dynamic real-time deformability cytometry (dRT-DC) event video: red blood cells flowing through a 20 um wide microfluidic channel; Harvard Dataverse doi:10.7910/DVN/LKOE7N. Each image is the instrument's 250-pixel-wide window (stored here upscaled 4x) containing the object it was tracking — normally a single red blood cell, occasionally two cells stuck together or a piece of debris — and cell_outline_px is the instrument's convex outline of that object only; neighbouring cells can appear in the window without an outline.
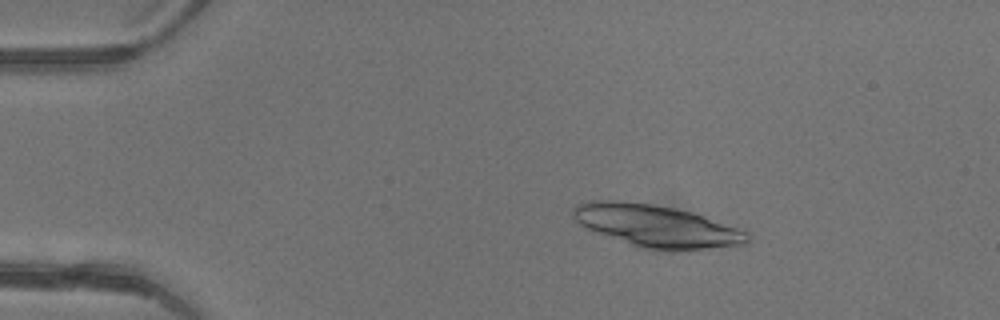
{"species": "common noctule bat (a hibernating species)", "species_latin": "Nyctalus noctula", "temperature_condition": "warm", "stored_images_in_passage": 45, "camera_frame_rate_fps": 3000, "um_per_image_px": 0.085, "animal": {"sex": "female"}, "frame": {"image": 1, "passage_image": 7, "time_ms": 2.0, "image_size_px": [1000, 320], "cell_outline_px": [[752, 240], [748, 244], [736, 248], [644, 248], [604, 236], [580, 224], [572, 216], [572, 208], [576, 204], [592, 200], [616, 200], [652, 204], [692, 212], [704, 216], [748, 232], [752, 236]], "centroid_in_image_um": [55.84, 19.2], "position_along_channel_um": 29.2, "area_um2": 42.54}}